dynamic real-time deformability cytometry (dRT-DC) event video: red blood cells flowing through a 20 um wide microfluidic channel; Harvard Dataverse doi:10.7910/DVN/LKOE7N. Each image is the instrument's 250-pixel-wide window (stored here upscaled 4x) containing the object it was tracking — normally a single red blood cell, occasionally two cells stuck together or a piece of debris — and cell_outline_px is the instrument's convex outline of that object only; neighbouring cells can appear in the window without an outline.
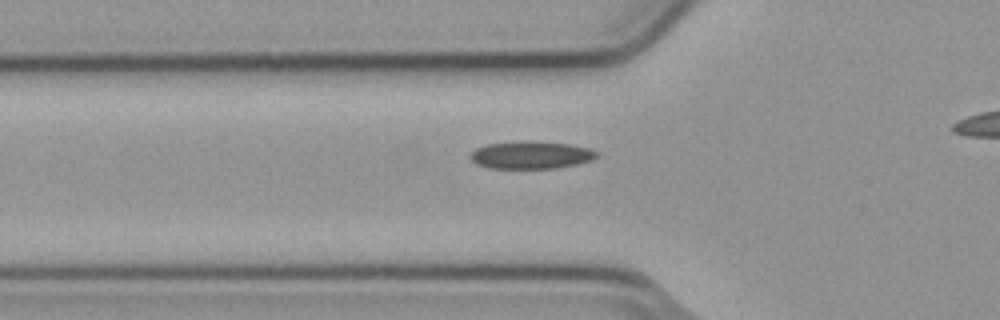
{"species": "common noctule bat (a hibernating species)", "species_latin": "Nyctalus noctula", "temperature_condition": "cold", "stored_images_in_passage": 31, "camera_frame_rate_fps": 3000, "um_per_image_px": 0.085, "animal": {"sex": "male", "body_mass_g": 23.1, "forearm_length_mm": 52.7}, "frame": {"image": 1, "passage_image": 3, "time_ms": 0.667, "image_size_px": [1000, 320], "cell_outline_px": [[600, 156], [592, 160], [576, 164], [556, 168], [488, 168], [476, 164], [468, 156], [476, 148], [488, 144], [524, 140], [532, 140], [568, 144], [592, 148], [600, 152]], "centroid_in_image_um": [45.18, 13.16], "position_along_channel_um": 80.6, "area_um2": 20.63}}
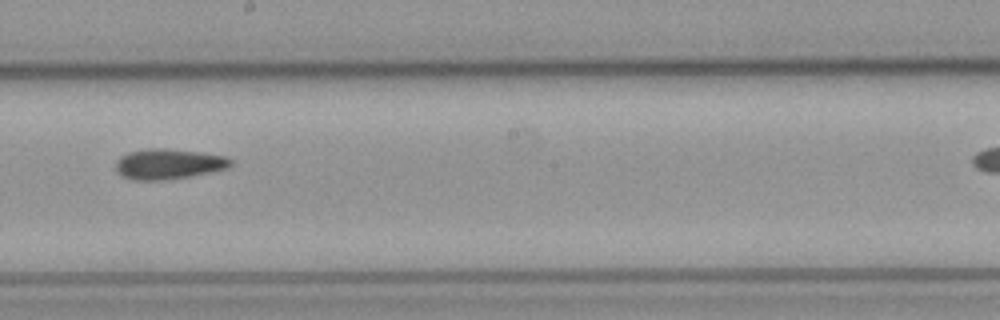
{"frame": {"image": 2, "passage_image": 15, "time_ms": 4.667, "image_size_px": [1000, 320], "cell_outline_px": [[232, 164], [228, 168], [188, 176], [160, 180], [136, 180], [120, 176], [116, 168], [116, 160], [120, 156], [128, 152], [148, 148], [164, 148], [200, 152], [224, 156], [232, 160]], "centroid_in_image_um": [14.28, 13.93], "position_along_channel_um": 233.9, "area_um2": 20.17}}
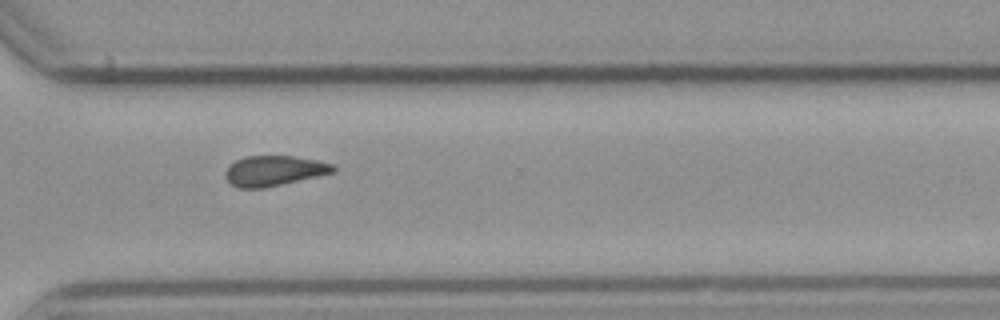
{"frame": {"image": 3, "passage_image": 24, "time_ms": 7.667, "image_size_px": [1000, 320], "cell_outline_px": [[336, 172], [264, 188], [240, 188], [232, 184], [224, 176], [224, 172], [228, 164], [244, 156], [292, 156], [316, 160], [332, 164], [336, 168]], "centroid_in_image_um": [23.27, 14.51], "position_along_channel_um": 347.3, "area_um2": 19.02}}